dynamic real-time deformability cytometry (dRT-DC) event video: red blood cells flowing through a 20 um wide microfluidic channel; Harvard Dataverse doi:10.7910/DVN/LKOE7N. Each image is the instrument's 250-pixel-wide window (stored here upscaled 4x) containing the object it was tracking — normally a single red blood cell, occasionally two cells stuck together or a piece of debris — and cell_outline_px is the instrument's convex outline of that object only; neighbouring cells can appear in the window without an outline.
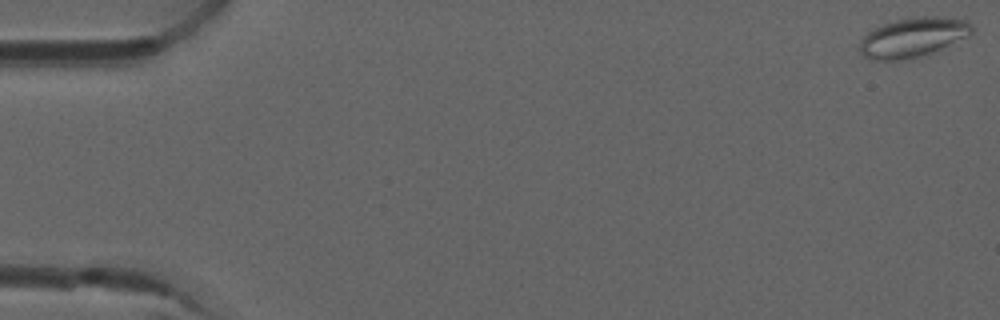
{"species": "common noctule bat (a hibernating species)", "species_latin": "Nyctalus noctula", "temperature_condition": "room temperature", "stored_images_in_passage": 53, "camera_frame_rate_fps": 3000, "um_per_image_px": 0.085, "animal": {"sex": "male", "forearm_length_mm": 52.5}, "frame": {"image": 1, "passage_image": 1, "time_ms": 0.0, "image_size_px": [1000, 320], "cell_outline_px": [[972, 32], [968, 36], [932, 52], [904, 60], [868, 60], [860, 52], [860, 40], [872, 28], [896, 20], [924, 16], [944, 16], [968, 20], [972, 24]], "centroid_in_image_um": [77.59, 3.17], "position_along_channel_um": 7.4, "area_um2": 25.78}}
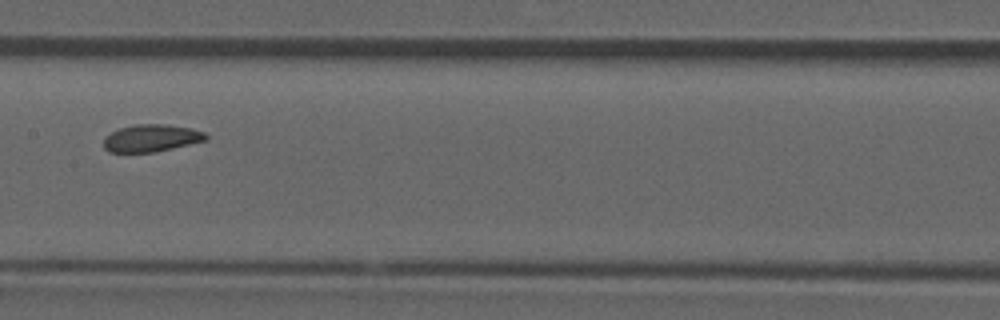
{"frame": {"image": 2, "passage_image": 27, "time_ms": 8.667, "image_size_px": [1000, 320], "cell_outline_px": [[208, 140], [172, 148], [152, 152], [108, 152], [104, 148], [104, 136], [120, 128], [136, 124], [164, 124], [192, 128], [204, 132], [208, 136]], "centroid_in_image_um": [12.87, 11.73], "position_along_channel_um": 194.5, "area_um2": 16.24}}
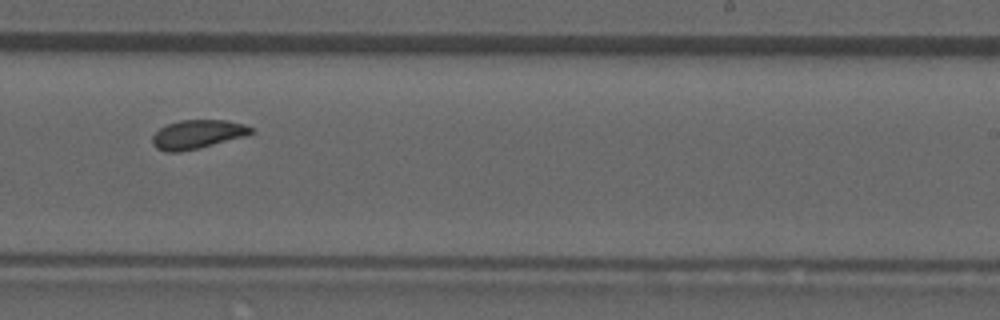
{"frame": {"image": 3, "passage_image": 33, "time_ms": 10.667, "image_size_px": [1000, 320], "cell_outline_px": [[252, 132], [248, 136], [200, 148], [180, 152], [164, 152], [156, 148], [152, 144], [152, 136], [160, 128], [168, 124], [180, 120], [224, 120], [244, 124], [252, 128]], "centroid_in_image_um": [16.77, 11.43], "position_along_channel_um": 272.2, "area_um2": 16.7}, "authors_computed_cell_mechanics": {"area_um2": 16.9932, "velocity_mm_per_s": 3.8965, "shape_relaxation_time_tau1_ms": null, "shape_relaxation_time_tau2_ms": 2.0462, "deformation_change_tau1": null, "deformation_change_tau2": 0.079}}